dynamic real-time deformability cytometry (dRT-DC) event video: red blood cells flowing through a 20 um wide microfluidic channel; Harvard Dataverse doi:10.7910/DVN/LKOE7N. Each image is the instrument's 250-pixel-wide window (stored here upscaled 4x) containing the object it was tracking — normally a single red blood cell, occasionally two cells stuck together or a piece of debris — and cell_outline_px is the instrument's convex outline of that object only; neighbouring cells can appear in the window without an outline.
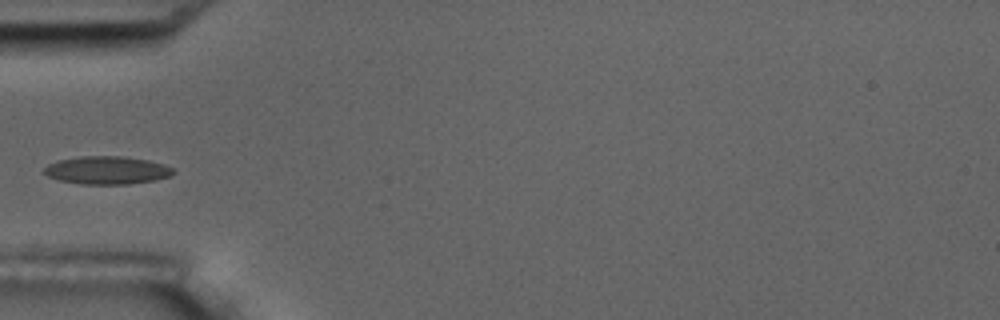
{"species": "common noctule bat (a hibernating species)", "species_latin": "Nyctalus noctula", "temperature_condition": "room temperature", "stored_images_in_passage": 4, "camera_frame_rate_fps": 3000, "um_per_image_px": 0.085, "animal": {"sex": "male", "body_mass_g": 17.5, "forearm_length_mm": 52.3}, "frame": {"image": 1, "passage_image": 4, "time_ms": 4.333, "image_size_px": [1000, 320], "cell_outline_px": [[176, 172], [172, 176], [156, 180], [128, 184], [80, 184], [60, 180], [48, 176], [44, 172], [44, 168], [48, 164], [56, 160], [80, 156], [120, 156], [148, 160], [164, 164], [172, 168]], "centroid_in_image_um": [9.11, 14.47], "position_along_channel_um": 75.9, "area_um2": 21.15}}